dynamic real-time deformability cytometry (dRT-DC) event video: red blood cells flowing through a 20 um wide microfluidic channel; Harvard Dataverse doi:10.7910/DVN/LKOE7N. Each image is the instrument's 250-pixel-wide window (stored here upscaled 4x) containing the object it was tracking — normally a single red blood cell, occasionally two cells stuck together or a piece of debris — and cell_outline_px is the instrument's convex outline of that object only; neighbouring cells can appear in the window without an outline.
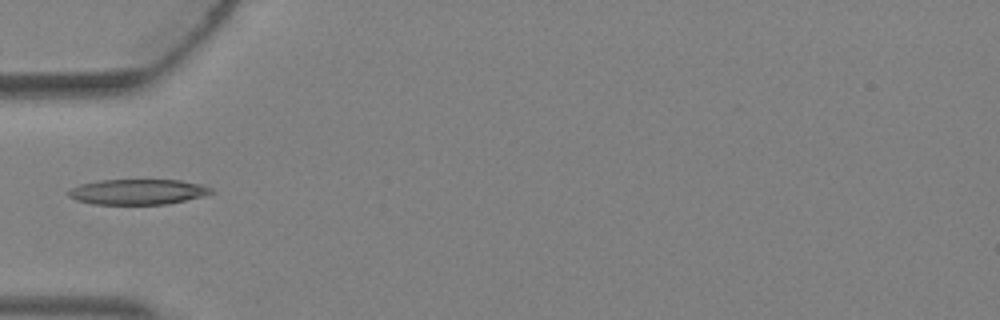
{"species": "Egyptian fruit bat (a non-hibernating species)", "species_latin": "Rousettus aegyptiacus", "temperature_condition": "warm", "stored_images_in_passage": 4, "camera_frame_rate_fps": 3000, "um_per_image_px": 0.085, "animal": {"sex": "female"}, "frame": {"image": 1, "passage_image": 4, "time_ms": 1.0, "image_size_px": [1000, 320], "cell_outline_px": [[216, 192], [204, 196], [168, 204], [92, 204], [76, 200], [68, 196], [68, 192], [72, 188], [80, 184], [100, 180], [180, 180], [200, 184], [212, 188]], "centroid_in_image_um": [11.74, 16.31], "position_along_channel_um": 73.3, "area_um2": 21.15}}